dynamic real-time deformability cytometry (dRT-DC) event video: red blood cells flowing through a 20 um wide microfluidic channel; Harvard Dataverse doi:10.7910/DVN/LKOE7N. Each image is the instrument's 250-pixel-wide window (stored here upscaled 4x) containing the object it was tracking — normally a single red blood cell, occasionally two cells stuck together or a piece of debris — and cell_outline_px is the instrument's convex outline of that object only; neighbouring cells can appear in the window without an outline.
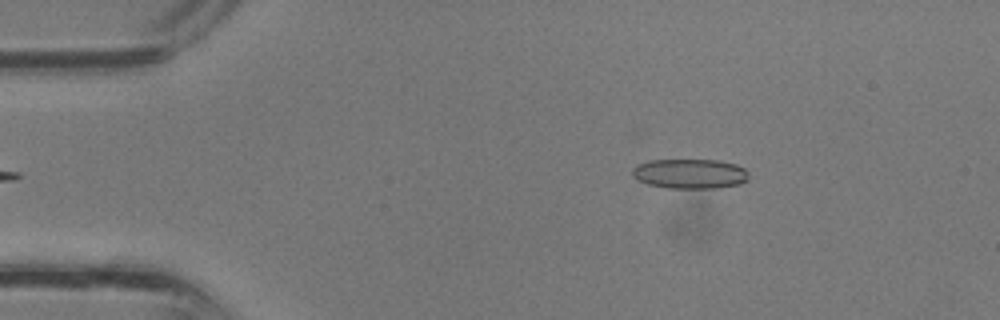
{"species": "common noctule bat (a hibernating species)", "species_latin": "Nyctalus noctula", "temperature_condition": "room temperature", "stored_images_in_passage": 31, "camera_frame_rate_fps": 3000, "um_per_image_px": 0.085, "animal": {"sex": "male", "body_mass_g": 13.3}, "frame": {"image": 1, "passage_image": 1, "time_ms": 0.0, "image_size_px": [1000, 320], "cell_outline_px": [[748, 180], [740, 184], [720, 188], [668, 188], [648, 184], [636, 180], [632, 176], [632, 168], [636, 164], [648, 160], [720, 160], [736, 164], [744, 168], [748, 172]], "centroid_in_image_um": [58.63, 14.77], "position_along_channel_um": 26.4, "area_um2": 20.52}}
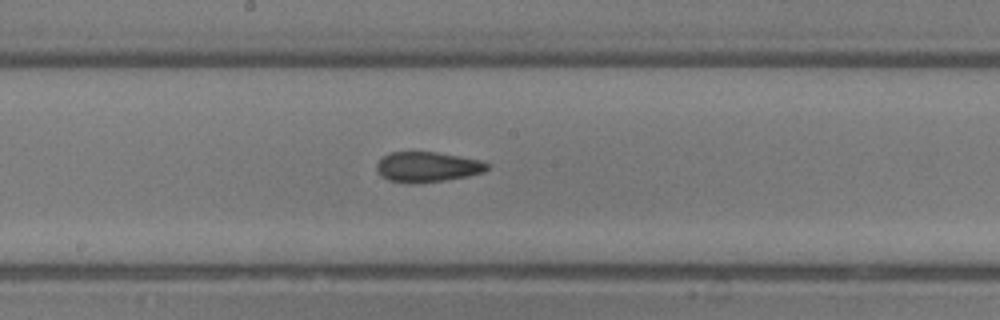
{"frame": {"image": 2, "passage_image": 14, "time_ms": 4.333, "image_size_px": [1000, 320], "cell_outline_px": [[488, 168], [484, 172], [468, 176], [420, 184], [408, 184], [388, 180], [380, 176], [376, 172], [376, 164], [384, 156], [392, 152], [436, 152], [460, 156], [480, 160], [488, 164]], "centroid_in_image_um": [36.29, 14.21], "position_along_channel_um": 211.9, "area_um2": 19.65}}
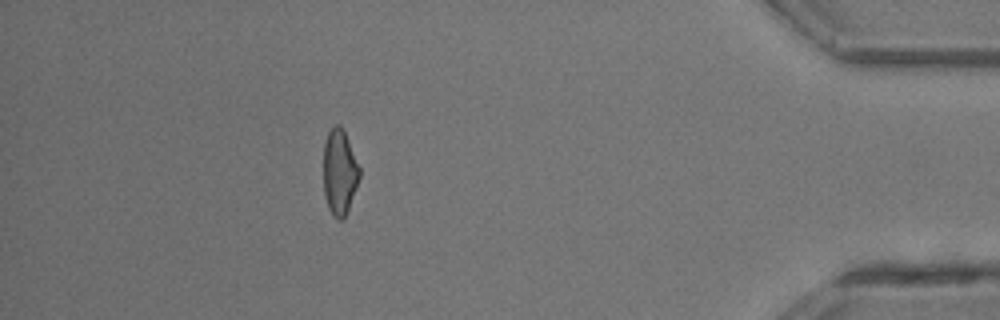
{"frame": {"image": 3, "passage_image": 27, "time_ms": 8.667, "image_size_px": [1000, 320], "cell_outline_px": [[360, 176], [344, 220], [336, 220], [332, 216], [328, 208], [324, 196], [324, 140], [328, 132], [336, 124], [340, 124], [344, 128], [360, 168]], "centroid_in_image_um": [28.85, 14.63], "position_along_channel_um": 406.3, "area_um2": 18.21}}